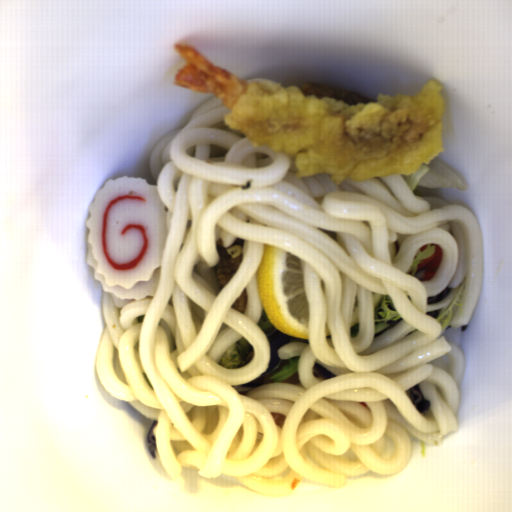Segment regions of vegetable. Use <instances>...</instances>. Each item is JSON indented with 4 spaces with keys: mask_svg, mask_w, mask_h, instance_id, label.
Returning a JSON list of instances; mask_svg holds the SVG:
<instances>
[{
    "mask_svg": "<svg viewBox=\"0 0 512 512\" xmlns=\"http://www.w3.org/2000/svg\"><path fill=\"white\" fill-rule=\"evenodd\" d=\"M421 165L428 166L429 170L419 179L416 187L453 189L455 191L467 189L456 173L439 158L435 157L429 163H421Z\"/></svg>",
    "mask_w": 512,
    "mask_h": 512,
    "instance_id": "vegetable-1",
    "label": "vegetable"
},
{
    "mask_svg": "<svg viewBox=\"0 0 512 512\" xmlns=\"http://www.w3.org/2000/svg\"><path fill=\"white\" fill-rule=\"evenodd\" d=\"M373 316V336L375 337L382 335L388 329L404 320L388 294H383L380 303L373 310Z\"/></svg>",
    "mask_w": 512,
    "mask_h": 512,
    "instance_id": "vegetable-2",
    "label": "vegetable"
},
{
    "mask_svg": "<svg viewBox=\"0 0 512 512\" xmlns=\"http://www.w3.org/2000/svg\"><path fill=\"white\" fill-rule=\"evenodd\" d=\"M466 279L464 277L454 299L450 303L449 306L444 307L442 309L437 310H427V315L434 318L440 323L441 326V333L444 331V329L447 327L451 319L456 314L457 310L461 306V299L465 288Z\"/></svg>",
    "mask_w": 512,
    "mask_h": 512,
    "instance_id": "vegetable-3",
    "label": "vegetable"
},
{
    "mask_svg": "<svg viewBox=\"0 0 512 512\" xmlns=\"http://www.w3.org/2000/svg\"><path fill=\"white\" fill-rule=\"evenodd\" d=\"M259 325V327L262 329L263 333L266 335L269 331H271L272 329H277V328H274L272 326V324L269 322V320L267 319L265 313H264V310L261 306V317L257 323Z\"/></svg>",
    "mask_w": 512,
    "mask_h": 512,
    "instance_id": "vegetable-7",
    "label": "vegetable"
},
{
    "mask_svg": "<svg viewBox=\"0 0 512 512\" xmlns=\"http://www.w3.org/2000/svg\"><path fill=\"white\" fill-rule=\"evenodd\" d=\"M299 357L300 355L288 358L284 366L271 378L273 383H280L297 373Z\"/></svg>",
    "mask_w": 512,
    "mask_h": 512,
    "instance_id": "vegetable-6",
    "label": "vegetable"
},
{
    "mask_svg": "<svg viewBox=\"0 0 512 512\" xmlns=\"http://www.w3.org/2000/svg\"><path fill=\"white\" fill-rule=\"evenodd\" d=\"M435 250H436V247L434 245H432L431 243L424 244L423 246H421L417 250L409 270L405 273L408 274L409 276H412L417 279L418 265L425 259L429 258L431 255H433L435 253Z\"/></svg>",
    "mask_w": 512,
    "mask_h": 512,
    "instance_id": "vegetable-5",
    "label": "vegetable"
},
{
    "mask_svg": "<svg viewBox=\"0 0 512 512\" xmlns=\"http://www.w3.org/2000/svg\"><path fill=\"white\" fill-rule=\"evenodd\" d=\"M253 347L244 337L232 344L222 355L219 366L237 370L243 355Z\"/></svg>",
    "mask_w": 512,
    "mask_h": 512,
    "instance_id": "vegetable-4",
    "label": "vegetable"
}]
</instances>
